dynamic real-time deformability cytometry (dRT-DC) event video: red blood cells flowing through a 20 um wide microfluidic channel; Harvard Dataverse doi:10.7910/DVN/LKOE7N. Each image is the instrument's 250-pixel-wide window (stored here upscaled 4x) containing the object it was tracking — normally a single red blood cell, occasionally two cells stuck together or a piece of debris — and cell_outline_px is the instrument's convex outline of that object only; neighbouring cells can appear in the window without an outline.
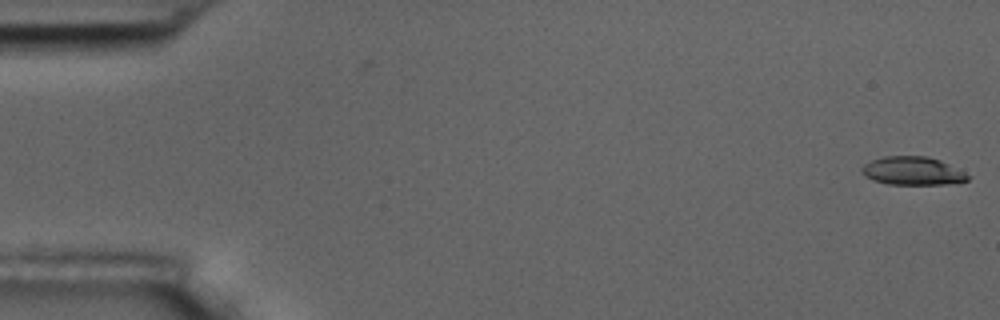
{"species": "common noctule bat (a hibernating species)", "species_latin": "Nyctalus noctula", "temperature_condition": "room temperature", "stored_images_in_passage": 56, "camera_frame_rate_fps": 3000, "um_per_image_px": 0.085, "animal": {"sex": "male", "body_mass_g": 17.5, "forearm_length_mm": 52.3}, "frame": {"image": 1, "passage_image": 1, "time_ms": 0.0, "image_size_px": [1000, 320], "cell_outline_px": [[972, 176], [968, 180], [948, 184], [888, 184], [872, 180], [864, 176], [860, 172], [860, 168], [864, 164], [872, 160], [884, 156], [928, 156], [940, 160]], "centroid_in_image_um": [77.54, 14.53], "position_along_channel_um": 7.5, "area_um2": 17.57}}
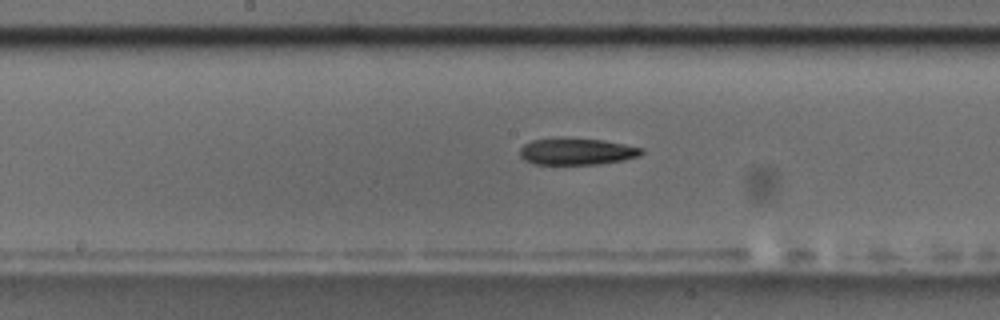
{"frame": {"image": 2, "passage_image": 29, "time_ms": 9.333, "image_size_px": [1000, 320], "cell_outline_px": [[644, 152], [640, 156], [624, 160], [600, 164], [536, 164], [524, 160], [520, 156], [520, 148], [524, 144], [532, 140], [560, 136], [564, 136], [600, 140], [624, 144], [644, 148]], "centroid_in_image_um": [49.01, 12.85], "position_along_channel_um": 199.2, "area_um2": 19.36}}
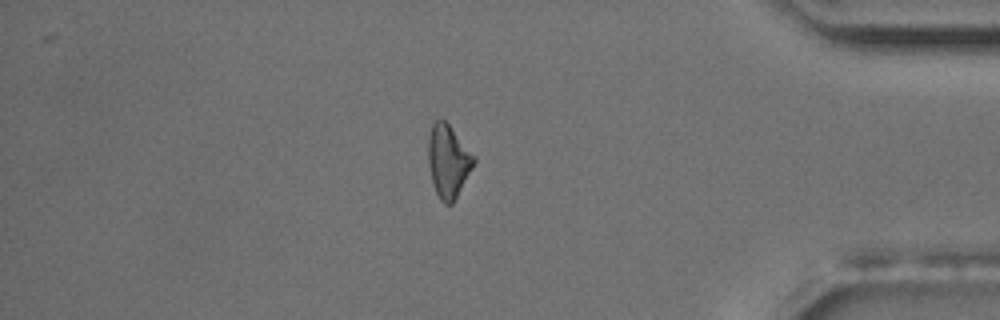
{"frame": {"image": 3, "passage_image": 48, "time_ms": 15.667, "image_size_px": [1000, 320], "cell_outline_px": [[476, 160], [472, 168], [452, 204], [444, 204], [440, 200], [436, 192], [432, 180], [428, 164], [428, 136], [432, 120], [444, 120], [448, 124], [476, 156]], "centroid_in_image_um": [38.08, 13.67], "position_along_channel_um": 397.1, "area_um2": 19.31}, "authors_computed_cell_mechanics": {"area_um2": 19.1896, "velocity_mm_per_s": 3.6247, "shape_relaxation_time_tau1_ms": 9.4626, "shape_relaxation_time_tau2_ms": null, "deformation_change_tau1": 0.2105, "deformation_change_tau2": null}}